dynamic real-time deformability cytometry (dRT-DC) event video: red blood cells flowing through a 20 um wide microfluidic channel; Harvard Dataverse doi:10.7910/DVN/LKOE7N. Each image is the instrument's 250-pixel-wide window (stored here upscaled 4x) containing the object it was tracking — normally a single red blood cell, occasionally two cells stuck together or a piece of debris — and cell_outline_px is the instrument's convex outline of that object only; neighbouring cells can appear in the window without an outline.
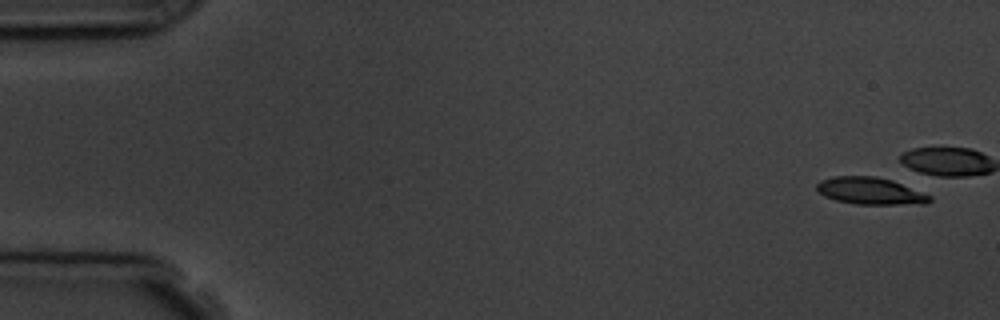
{"species": "common noctule bat (a hibernating species)", "species_latin": "Nyctalus noctula", "temperature_condition": "room temperature", "stored_images_in_passage": 6, "camera_frame_rate_fps": 3000, "um_per_image_px": 0.085, "animal": {"sex": "male", "body_mass_g": 19.5, "forearm_length_mm": 54.6}, "frame": {"image": 1, "passage_image": 1, "time_ms": 0.0, "image_size_px": [1000, 320], "cell_outline_px": [[932, 200], [928, 204], [856, 204], [836, 200], [824, 196], [816, 188], [816, 184], [820, 180], [832, 176], [876, 176], [892, 180], [932, 196]], "centroid_in_image_um": [73.98, 16.23], "position_along_channel_um": 11.0, "area_um2": 17.86}}
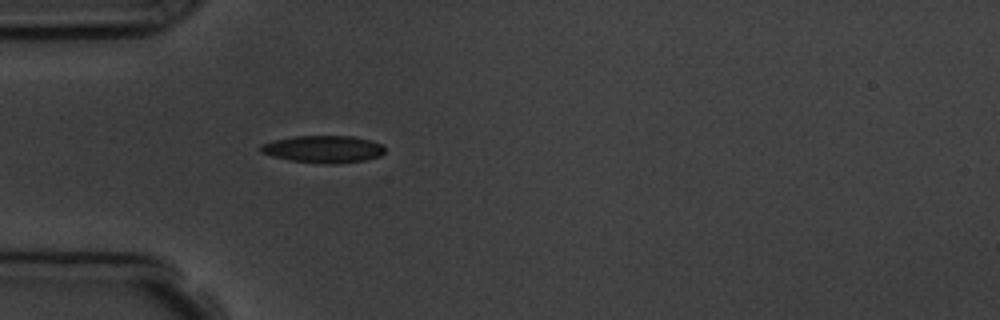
{"frame": {"image": 2, "passage_image": 6, "time_ms": 5.667, "image_size_px": [1000, 320], "cell_outline_px": [[384, 152], [380, 156], [364, 160], [336, 164], [320, 164], [288, 160], [272, 156], [260, 152], [260, 144], [276, 140], [296, 136], [352, 136], [368, 140], [380, 144], [384, 148]], "centroid_in_image_um": [27.45, 12.69], "position_along_channel_um": 57.5, "area_um2": 19.65}}